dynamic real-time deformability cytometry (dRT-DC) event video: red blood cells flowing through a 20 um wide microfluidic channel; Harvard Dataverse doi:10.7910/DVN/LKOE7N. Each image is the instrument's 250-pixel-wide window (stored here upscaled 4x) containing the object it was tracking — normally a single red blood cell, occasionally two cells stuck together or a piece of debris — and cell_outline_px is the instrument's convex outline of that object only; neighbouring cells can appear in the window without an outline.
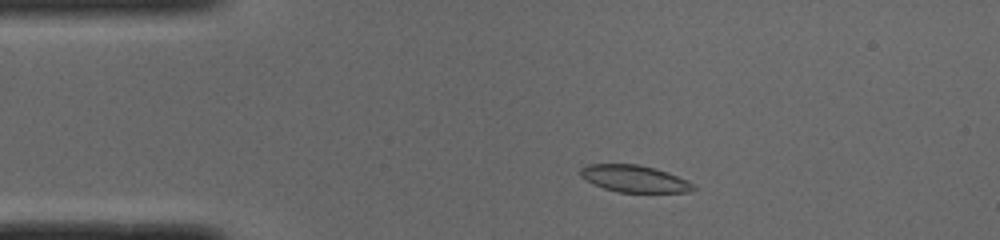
{"species": "common noctule bat (a hibernating species)", "species_latin": "Nyctalus noctula", "temperature_condition": "cold", "stored_images_in_passage": 45, "camera_frame_rate_fps": 3000, "um_per_image_px": 0.085, "animal": {"sex": "male", "body_mass_g": 19.0, "forearm_length_mm": 50.8}, "frame": {"image": 1, "passage_image": 5, "time_ms": 1.333, "image_size_px": [1000, 240], "cell_outline_px": [[696, 188], [688, 192], [616, 192], [592, 184], [580, 176], [580, 168], [588, 164], [636, 164], [656, 168], [668, 172], [688, 180]], "centroid_in_image_um": [53.9, 15.18], "position_along_channel_um": 31.1, "area_um2": 17.8}}
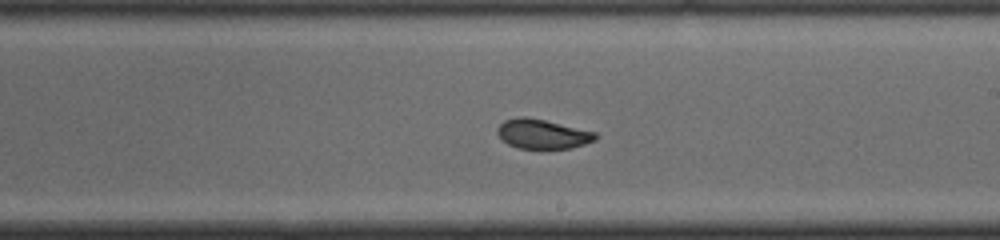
{"frame": {"image": 2, "passage_image": 24, "time_ms": 7.667, "image_size_px": [1000, 240], "cell_outline_px": [[600, 136], [596, 140], [572, 148], [540, 152], [516, 148], [508, 144], [496, 132], [496, 128], [504, 120], [520, 116], [524, 116], [544, 120], [596, 132]], "centroid_in_image_um": [46.12, 11.44], "position_along_channel_um": 242.9, "area_um2": 17.63}}
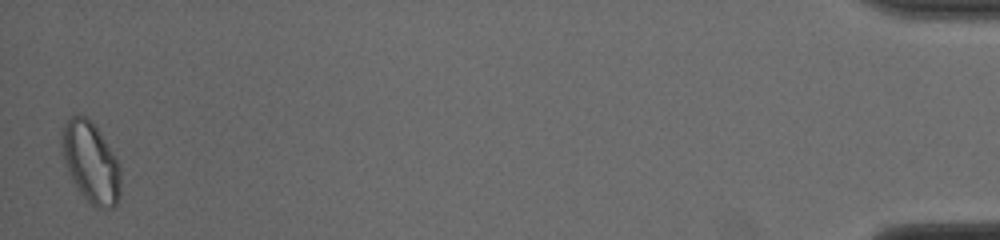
{"frame": {"image": 3, "passage_image": 45, "time_ms": 14.667, "image_size_px": [1000, 240], "cell_outline_px": [[120, 196], [116, 204], [112, 208], [96, 208], [80, 192], [72, 180], [60, 144], [60, 132], [64, 124], [72, 116], [84, 116], [100, 132], [120, 164]], "centroid_in_image_um": [7.73, 13.81], "position_along_channel_um": 427.5, "area_um2": 27.28}, "authors_computed_cell_mechanics": {"area_um2": 18.2648, "velocity_mm_per_s": 3.9867, "shape_relaxation_time_tau1_ms": null, "shape_relaxation_time_tau2_ms": 0.971, "deformation_change_tau1": null, "deformation_change_tau2": 0.0499}}